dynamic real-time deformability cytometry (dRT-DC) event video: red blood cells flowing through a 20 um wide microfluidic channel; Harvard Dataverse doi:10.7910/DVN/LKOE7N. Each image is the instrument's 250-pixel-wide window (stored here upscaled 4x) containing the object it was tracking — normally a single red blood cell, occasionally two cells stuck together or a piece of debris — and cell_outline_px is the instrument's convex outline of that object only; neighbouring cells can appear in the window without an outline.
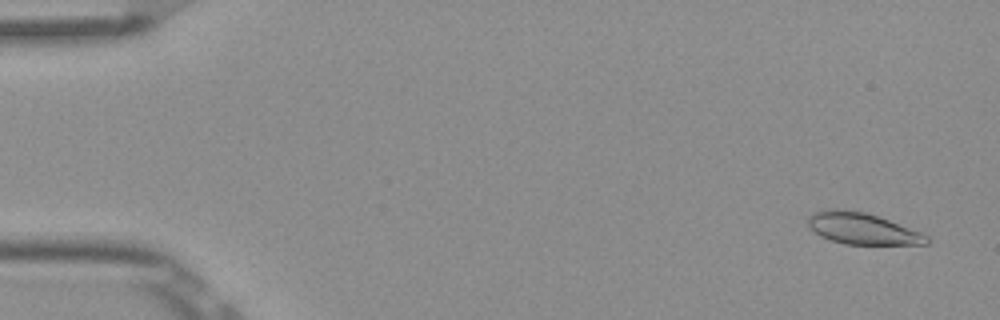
{"species": "Egyptian fruit bat (a non-hibernating species)", "species_latin": "Rousettus aegyptiacus", "temperature_condition": "room temperature", "stored_images_in_passage": 50, "camera_frame_rate_fps": 3000, "um_per_image_px": 0.085, "frame": {"image": 1, "passage_image": 3, "time_ms": 0.667, "image_size_px": [1000, 320], "cell_outline_px": [[932, 240], [928, 244], [844, 244], [820, 236], [808, 224], [808, 216], [812, 212], [832, 208], [836, 208], [864, 212], [888, 220], [920, 232], [928, 236]], "centroid_in_image_um": [73.29, 19.43], "position_along_channel_um": 11.7, "area_um2": 21.5}}
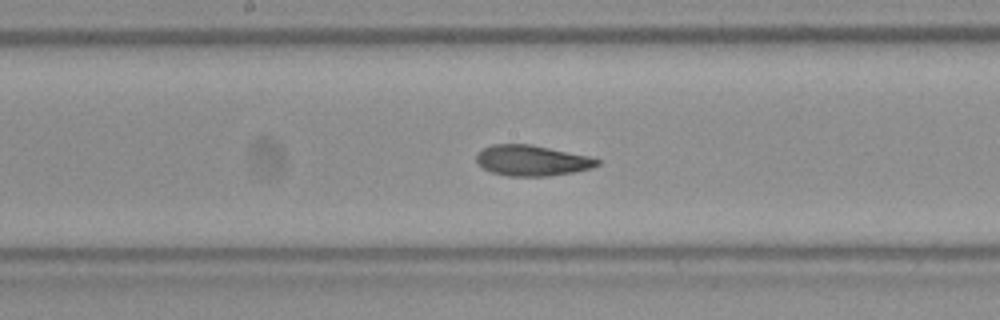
{"frame": {"image": 2, "passage_image": 28, "time_ms": 9.0, "image_size_px": [1000, 320], "cell_outline_px": [[600, 164], [592, 168], [572, 172], [548, 176], [508, 176], [492, 172], [476, 164], [476, 152], [492, 144], [532, 144], [588, 156], [600, 160]], "centroid_in_image_um": [45.18, 13.64], "position_along_channel_um": 203.0, "area_um2": 21.62}}
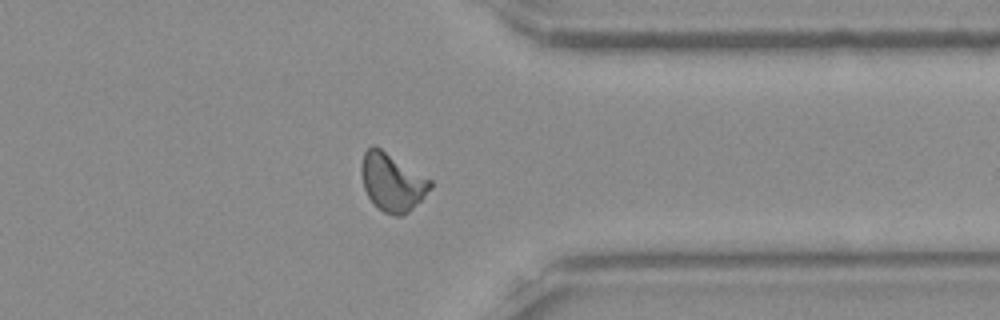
{"frame": {"image": 3, "passage_image": 42, "time_ms": 13.667, "image_size_px": [1000, 320], "cell_outline_px": [[432, 188], [404, 216], [396, 216], [384, 212], [368, 196], [364, 188], [360, 172], [360, 164], [364, 152], [372, 144], [380, 148], [432, 180]], "centroid_in_image_um": [33.32, 15.47], "position_along_channel_um": 378.1, "area_um2": 23.06}}